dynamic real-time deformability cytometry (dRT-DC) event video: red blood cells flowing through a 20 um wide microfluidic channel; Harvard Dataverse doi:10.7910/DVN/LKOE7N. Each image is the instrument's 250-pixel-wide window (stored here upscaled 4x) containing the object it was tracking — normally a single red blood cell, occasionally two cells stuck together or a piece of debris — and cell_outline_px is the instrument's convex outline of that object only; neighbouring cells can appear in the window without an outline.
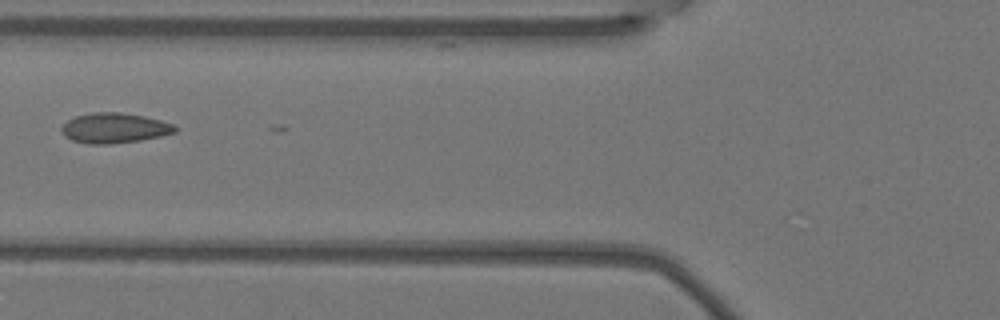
{"species": "Egyptian fruit bat (a non-hibernating species)", "species_latin": "Rousettus aegyptiacus", "temperature_condition": "warm", "stored_images_in_passage": 6, "camera_frame_rate_fps": 3000, "um_per_image_px": 0.085, "animal": {"sex": "female"}, "frame": {"image": 1, "passage_image": 5, "time_ms": 1.333, "image_size_px": [1000, 320], "cell_outline_px": [[176, 132], [160, 136], [140, 140], [112, 144], [88, 144], [72, 140], [64, 136], [60, 128], [68, 120], [76, 116], [92, 112], [120, 112], [144, 116], [160, 120], [172, 124], [176, 128]], "centroid_in_image_um": [9.69, 10.88], "position_along_channel_um": 116.1, "area_um2": 19.88}}
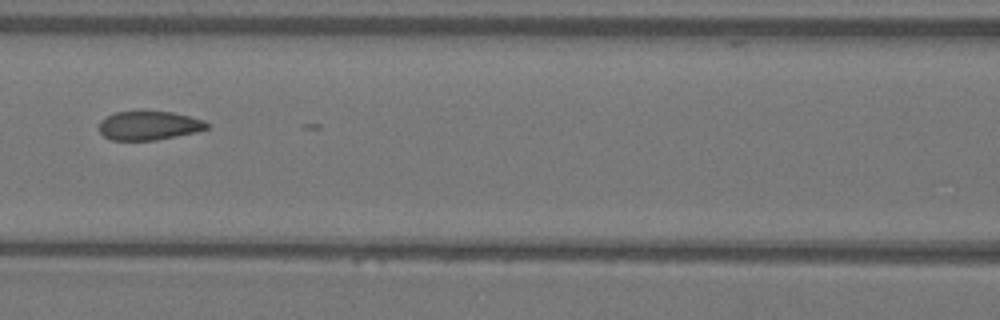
{"frame": {"image": 2, "passage_image": 6, "time_ms": 1.667, "image_size_px": [1000, 320], "cell_outline_px": [[208, 128], [196, 132], [156, 140], [112, 140], [104, 136], [100, 132], [100, 120], [116, 112], [172, 112], [204, 120], [208, 124]], "centroid_in_image_um": [12.66, 10.68], "position_along_channel_um": 153.9, "area_um2": 17.86}}